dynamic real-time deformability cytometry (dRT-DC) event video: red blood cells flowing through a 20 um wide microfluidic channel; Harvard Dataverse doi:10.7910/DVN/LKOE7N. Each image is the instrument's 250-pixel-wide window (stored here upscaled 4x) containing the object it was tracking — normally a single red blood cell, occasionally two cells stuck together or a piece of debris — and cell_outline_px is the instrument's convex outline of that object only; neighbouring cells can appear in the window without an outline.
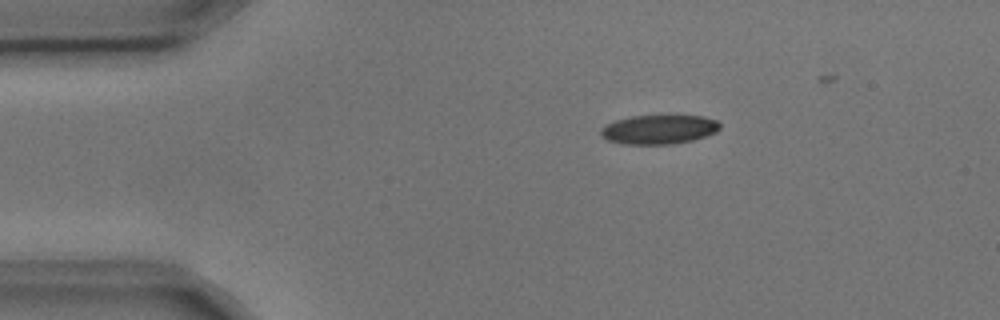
{"species": "common noctule bat (a hibernating species)", "species_latin": "Nyctalus noctula", "temperature_condition": "cold", "stored_images_in_passage": 2, "camera_frame_rate_fps": 3000, "um_per_image_px": 0.085, "animal": {"sex": "male", "body_mass_g": 17.9, "forearm_length_mm": 54.2}, "frame": {"image": 1, "passage_image": 1, "time_ms": 0.0, "image_size_px": [1000, 320], "cell_outline_px": [[720, 128], [716, 132], [692, 140], [672, 144], [620, 144], [608, 140], [600, 136], [600, 128], [604, 124], [616, 120], [632, 116], [704, 116], [716, 120], [720, 124]], "centroid_in_image_um": [55.96, 11.01], "position_along_channel_um": 29.0, "area_um2": 20.29}}